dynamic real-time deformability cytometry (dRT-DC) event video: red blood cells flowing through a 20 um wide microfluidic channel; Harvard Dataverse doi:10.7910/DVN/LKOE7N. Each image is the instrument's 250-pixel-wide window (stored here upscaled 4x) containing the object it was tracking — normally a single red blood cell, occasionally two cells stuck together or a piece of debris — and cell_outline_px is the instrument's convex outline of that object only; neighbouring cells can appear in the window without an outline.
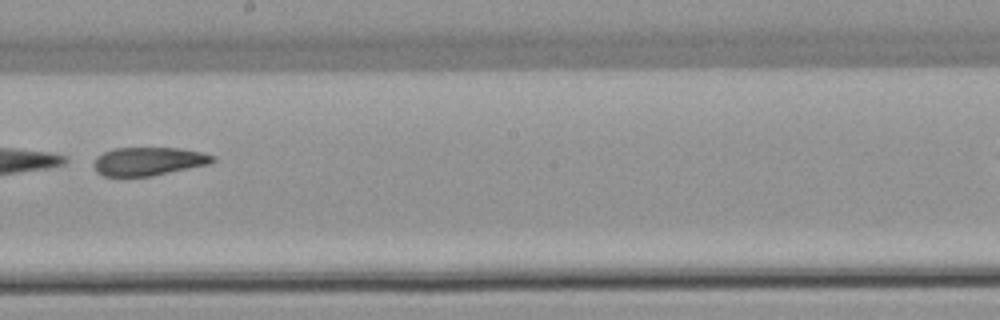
{"species": "common noctule bat (a hibernating species)", "species_latin": "Nyctalus noctula", "temperature_condition": "warm", "stored_images_in_passage": 7, "camera_frame_rate_fps": 3000, "um_per_image_px": 0.085, "animal": {"sex": "female", "body_mass_g": 22.7, "forearm_length_mm": 54.2}, "frame": {"image": 1, "passage_image": 6, "time_ms": 6.0, "image_size_px": [1000, 320], "cell_outline_px": [[216, 160], [208, 164], [152, 176], [104, 176], [96, 172], [92, 164], [96, 156], [104, 152], [116, 148], [180, 148], [200, 152], [216, 156]], "centroid_in_image_um": [12.6, 13.71], "position_along_channel_um": 235.6, "area_um2": 19.65}}
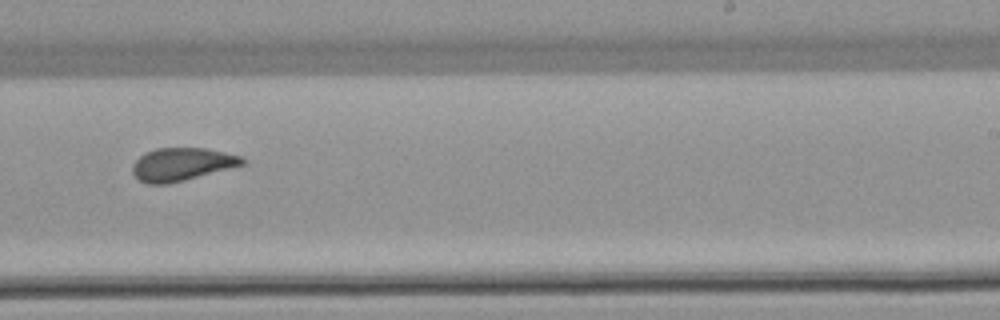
{"frame": {"image": 2, "passage_image": 7, "time_ms": 10.333, "image_size_px": [1000, 320], "cell_outline_px": [[244, 164], [184, 180], [168, 184], [148, 184], [140, 180], [132, 172], [132, 164], [144, 152], [156, 148], [204, 148], [244, 156]], "centroid_in_image_um": [15.43, 13.95], "position_along_channel_um": 273.6, "area_um2": 20.92}}